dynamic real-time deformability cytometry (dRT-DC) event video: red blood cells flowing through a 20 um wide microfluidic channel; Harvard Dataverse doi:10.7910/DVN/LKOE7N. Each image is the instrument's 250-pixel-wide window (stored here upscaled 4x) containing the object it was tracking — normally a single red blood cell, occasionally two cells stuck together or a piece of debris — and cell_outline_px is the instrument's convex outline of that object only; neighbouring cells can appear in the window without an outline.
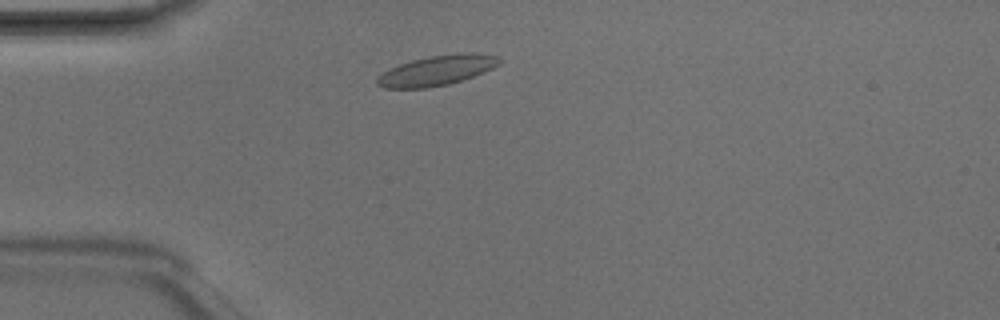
{"species": "Egyptian fruit bat (a non-hibernating species)", "species_latin": "Rousettus aegyptiacus", "temperature_condition": "room temperature", "stored_images_in_passage": 3, "camera_frame_rate_fps": 3000, "um_per_image_px": 0.085, "animal": {"sex": "male"}, "frame": {"image": 1, "passage_image": 2, "time_ms": 0.333, "image_size_px": [1000, 320], "cell_outline_px": [[500, 64], [484, 72], [448, 84], [428, 88], [384, 88], [376, 84], [376, 76], [388, 68], [412, 60], [432, 56], [468, 52], [476, 52], [500, 56]], "centroid_in_image_um": [37.11, 5.98], "position_along_channel_um": 47.9, "area_um2": 21.39}}